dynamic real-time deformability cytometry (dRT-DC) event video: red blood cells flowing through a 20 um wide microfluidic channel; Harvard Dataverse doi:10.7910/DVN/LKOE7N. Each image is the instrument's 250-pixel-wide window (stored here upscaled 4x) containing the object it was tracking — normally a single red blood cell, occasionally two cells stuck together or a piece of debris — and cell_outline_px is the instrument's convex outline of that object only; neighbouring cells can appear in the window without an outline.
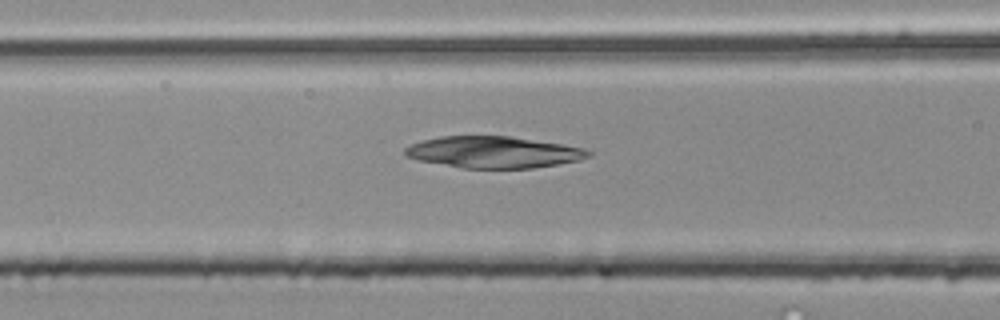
{"species": "common noctule bat (a hibernating species)", "species_latin": "Nyctalus noctula", "temperature_condition": "room temperature", "stored_images_in_passage": 49, "camera_frame_rate_fps": 3000, "um_per_image_px": 0.085, "animal": {"sex": "male", "body_mass_g": 20.4}, "frame": {"image": 1, "passage_image": 19, "time_ms": 6.0, "image_size_px": [1000, 320], "cell_outline_px": [[592, 156], [580, 160], [532, 168], [464, 168], [420, 160], [408, 156], [404, 152], [404, 148], [420, 140], [440, 136], [512, 136], [584, 148], [592, 152]], "centroid_in_image_um": [41.97, 12.92], "position_along_channel_um": 124.6, "area_um2": 33.52}}
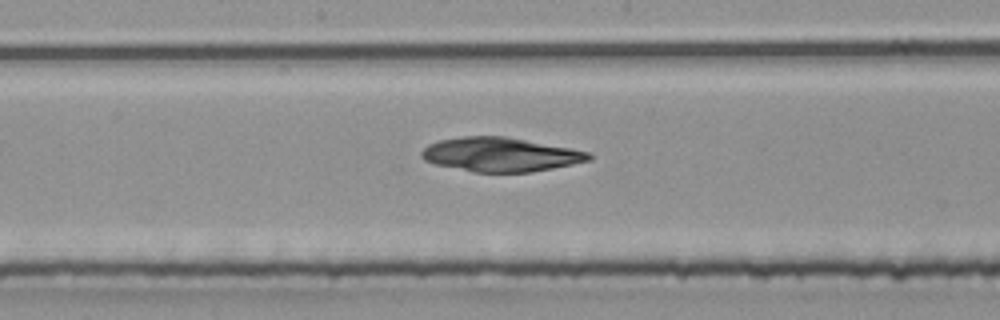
{"frame": {"image": 2, "passage_image": 25, "time_ms": 8.0, "image_size_px": [1000, 320], "cell_outline_px": [[592, 160], [532, 172], [476, 172], [436, 164], [424, 160], [420, 156], [420, 152], [428, 144], [440, 140], [460, 136], [504, 136], [568, 148], [588, 152], [592, 156]], "centroid_in_image_um": [42.5, 13.13], "position_along_channel_um": 205.7, "area_um2": 32.89}}
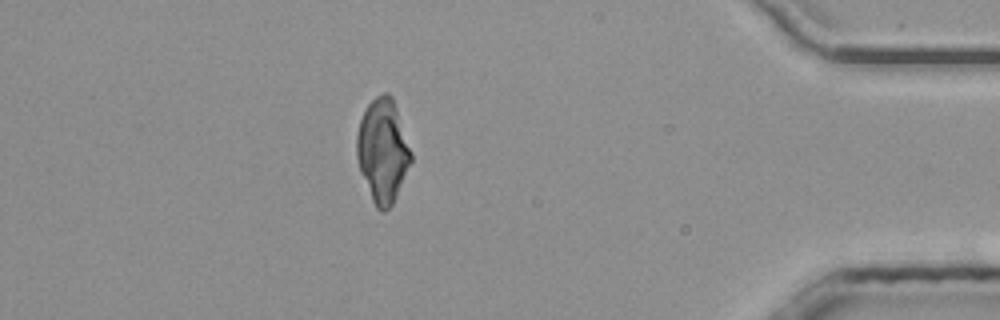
{"frame": {"image": 3, "passage_image": 43, "time_ms": 14.0, "image_size_px": [1000, 320], "cell_outline_px": [[412, 160], [396, 196], [392, 204], [384, 212], [380, 212], [376, 208], [372, 200], [360, 172], [356, 156], [356, 136], [360, 120], [364, 108], [376, 96], [384, 92], [388, 92], [392, 96], [412, 152]], "centroid_in_image_um": [32.51, 12.8], "position_along_channel_um": 402.7, "area_um2": 32.77}}